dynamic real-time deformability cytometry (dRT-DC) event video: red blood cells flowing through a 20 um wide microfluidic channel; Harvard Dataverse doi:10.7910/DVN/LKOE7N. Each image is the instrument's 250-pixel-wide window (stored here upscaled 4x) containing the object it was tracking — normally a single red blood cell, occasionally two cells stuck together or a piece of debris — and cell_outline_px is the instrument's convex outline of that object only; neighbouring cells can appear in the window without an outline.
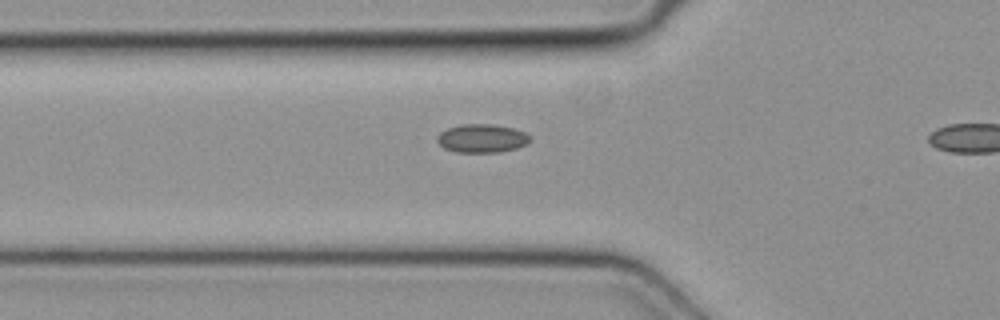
{"species": "common noctule bat (a hibernating species)", "species_latin": "Nyctalus noctula", "temperature_condition": "cold", "stored_images_in_passage": 8, "camera_frame_rate_fps": 3000, "um_per_image_px": 0.085, "animal": {"sex": "female", "body_mass_g": 19.3, "forearm_length_mm": 54.1}, "frame": {"image": 1, "passage_image": 7, "time_ms": 2.0, "image_size_px": [1000, 320], "cell_outline_px": [[532, 140], [528, 144], [516, 148], [500, 152], [456, 152], [444, 148], [436, 140], [436, 136], [440, 132], [448, 128], [464, 124], [496, 124], [512, 128], [524, 132]], "centroid_in_image_um": [40.96, 11.76], "position_along_channel_um": 84.8, "area_um2": 15.43}}